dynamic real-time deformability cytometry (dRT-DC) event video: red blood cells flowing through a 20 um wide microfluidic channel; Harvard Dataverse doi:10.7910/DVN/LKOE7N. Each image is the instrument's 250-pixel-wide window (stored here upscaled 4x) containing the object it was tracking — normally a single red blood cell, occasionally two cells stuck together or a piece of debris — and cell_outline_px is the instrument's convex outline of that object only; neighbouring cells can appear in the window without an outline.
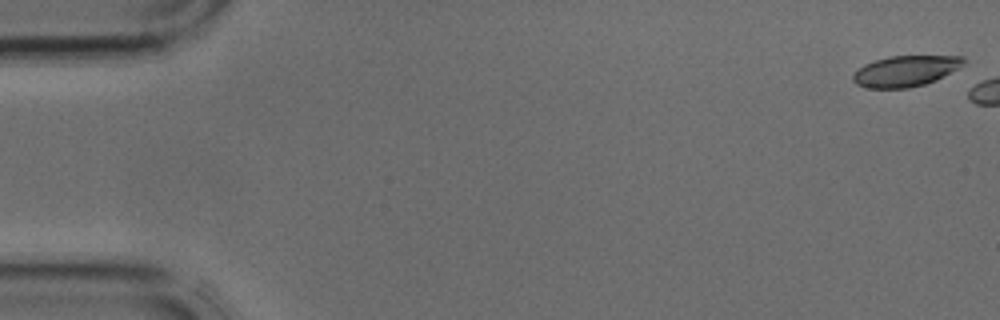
{"species": "common noctule bat (a hibernating species)", "species_latin": "Nyctalus noctula", "temperature_condition": "cold", "stored_images_in_passage": 2, "camera_frame_rate_fps": 3000, "um_per_image_px": 0.085, "animal": {"sex": "male", "body_mass_g": 17.9, "forearm_length_mm": 54.2}, "frame": {"image": 1, "passage_image": 1, "time_ms": 0.0, "image_size_px": [1000, 320], "cell_outline_px": [[964, 64], [936, 80], [924, 84], [908, 88], [864, 88], [856, 84], [852, 80], [852, 76], [864, 64], [888, 56], [964, 56]], "centroid_in_image_um": [76.94, 6.04], "position_along_channel_um": 8.1, "area_um2": 19.71}}